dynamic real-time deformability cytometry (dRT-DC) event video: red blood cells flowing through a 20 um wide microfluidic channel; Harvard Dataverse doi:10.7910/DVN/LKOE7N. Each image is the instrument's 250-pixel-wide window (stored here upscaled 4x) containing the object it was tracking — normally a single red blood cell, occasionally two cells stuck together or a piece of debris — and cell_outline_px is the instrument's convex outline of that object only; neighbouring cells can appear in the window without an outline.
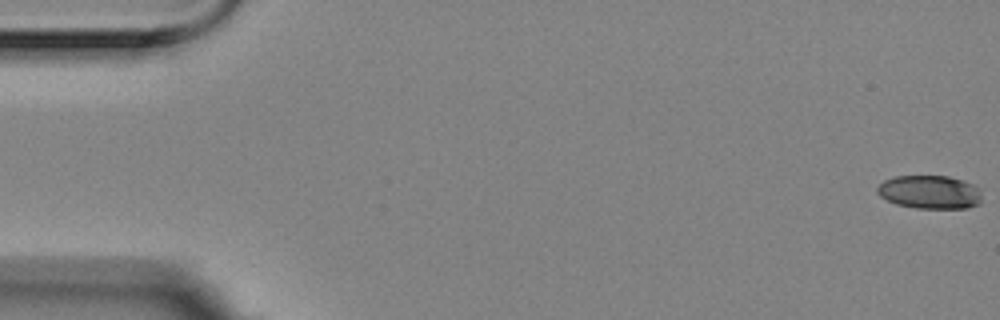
{"species": "Egyptian fruit bat (a non-hibernating species)", "species_latin": "Rousettus aegyptiacus", "temperature_condition": "room temperature", "stored_images_in_passage": 5, "camera_frame_rate_fps": 3000, "um_per_image_px": 0.085, "animal": {"sex": "female"}, "frame": {"image": 1, "passage_image": 1, "time_ms": 0.0, "image_size_px": [1000, 320], "cell_outline_px": [[980, 204], [968, 208], [916, 208], [896, 204], [880, 196], [876, 192], [876, 188], [884, 180], [896, 176], [948, 176], [964, 180], [972, 184], [976, 188], [980, 196]], "centroid_in_image_um": [79.0, 16.33], "position_along_channel_um": 6.0, "area_um2": 20.29}}
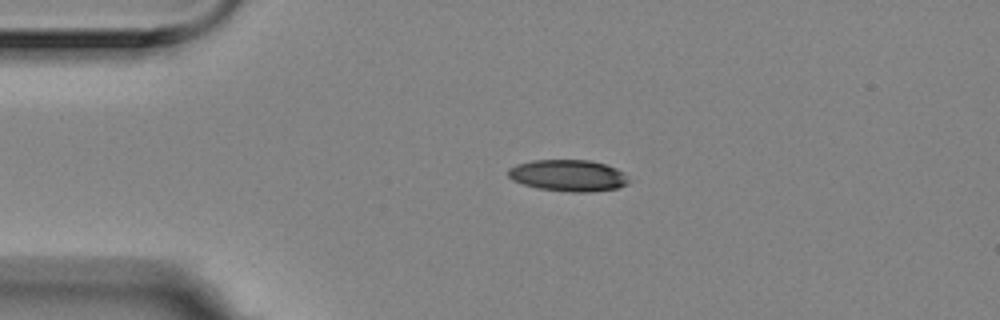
{"frame": {"image": 2, "passage_image": 4, "time_ms": 1.0, "image_size_px": [1000, 320], "cell_outline_px": [[628, 184], [616, 188], [588, 192], [572, 192], [540, 188], [524, 184], [512, 180], [508, 176], [508, 168], [516, 164], [532, 160], [592, 160], [616, 168], [624, 172], [628, 180]], "centroid_in_image_um": [48.29, 14.9], "position_along_channel_um": 36.7, "area_um2": 22.08}}
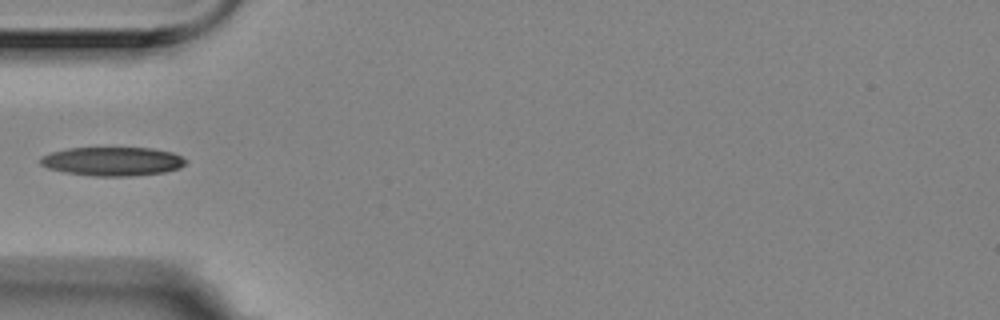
{"frame": {"image": 3, "passage_image": 5, "time_ms": 1.333, "image_size_px": [1000, 320], "cell_outline_px": [[188, 160], [180, 168], [164, 172], [132, 176], [92, 176], [64, 172], [48, 168], [40, 164], [40, 156], [52, 152], [68, 148], [152, 148], [172, 152]], "centroid_in_image_um": [9.56, 13.72], "position_along_channel_um": 75.4, "area_um2": 24.45}}